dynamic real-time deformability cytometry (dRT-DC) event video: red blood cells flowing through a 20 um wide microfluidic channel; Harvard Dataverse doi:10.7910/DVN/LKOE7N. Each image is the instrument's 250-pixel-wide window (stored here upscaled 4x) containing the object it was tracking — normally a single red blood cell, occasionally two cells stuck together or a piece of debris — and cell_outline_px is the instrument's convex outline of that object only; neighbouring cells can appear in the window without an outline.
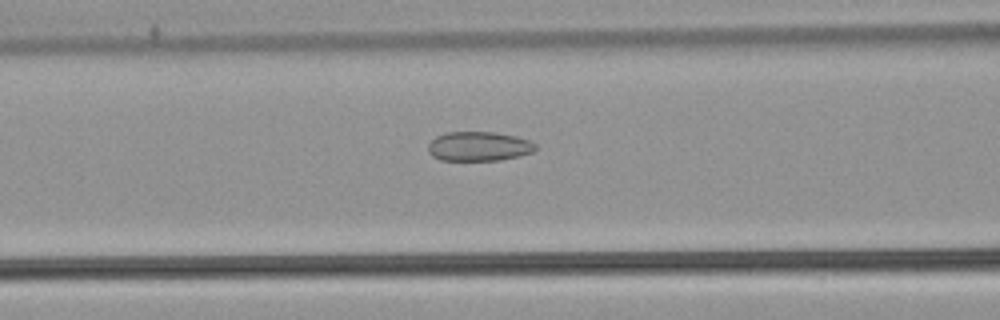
{"species": "common noctule bat (a hibernating species)", "species_latin": "Nyctalus noctula", "temperature_condition": "warm", "stored_images_in_passage": 38, "camera_frame_rate_fps": 3000, "um_per_image_px": 0.085, "animal": {"sex": "male", "body_mass_g": 21.5, "forearm_length_mm": 52.0}, "frame": {"image": 1, "passage_image": 7, "time_ms": 2.0, "image_size_px": [1000, 320], "cell_outline_px": [[536, 148], [532, 152], [520, 156], [500, 160], [440, 160], [432, 156], [428, 152], [428, 144], [436, 136], [444, 132], [496, 132], [516, 136], [528, 140], [536, 144]], "centroid_in_image_um": [40.68, 12.43], "position_along_channel_um": 125.9, "area_um2": 18.5}}
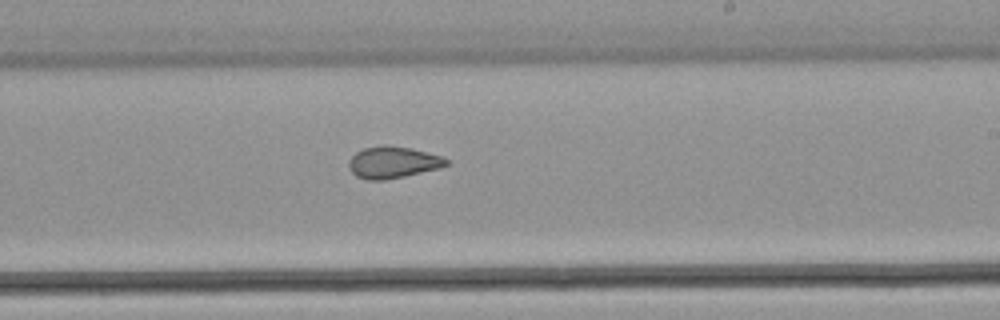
{"frame": {"image": 2, "passage_image": 17, "time_ms": 5.333, "image_size_px": [1000, 320], "cell_outline_px": [[448, 164], [440, 168], [404, 176], [384, 180], [368, 180], [356, 176], [348, 168], [348, 160], [356, 152], [364, 148], [384, 144], [388, 144], [412, 148], [444, 156], [448, 160]], "centroid_in_image_um": [33.39, 13.78], "position_along_channel_um": 255.6, "area_um2": 18.26}}
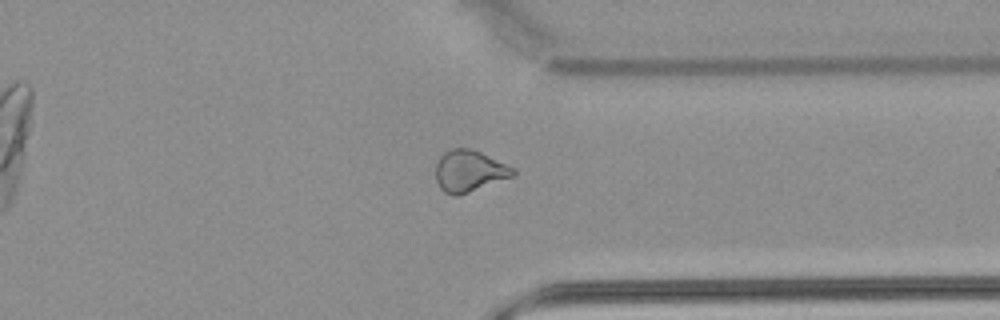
{"frame": {"image": 3, "passage_image": 26, "time_ms": 8.333, "image_size_px": [1000, 320], "cell_outline_px": [[516, 176], [460, 196], [452, 196], [444, 192], [440, 188], [436, 180], [436, 164], [440, 156], [448, 148], [468, 148], [480, 152], [516, 168]], "centroid_in_image_um": [39.91, 14.56], "position_along_channel_um": 371.5, "area_um2": 19.19}, "authors_computed_cell_mechanics": {"area_um2": 18.7272, "velocity_mm_per_s": 3.8947, "shape_relaxation_time_tau1_ms": null, "shape_relaxation_time_tau2_ms": 1.5622, "deformation_change_tau1": null, "deformation_change_tau2": 0.0856}}